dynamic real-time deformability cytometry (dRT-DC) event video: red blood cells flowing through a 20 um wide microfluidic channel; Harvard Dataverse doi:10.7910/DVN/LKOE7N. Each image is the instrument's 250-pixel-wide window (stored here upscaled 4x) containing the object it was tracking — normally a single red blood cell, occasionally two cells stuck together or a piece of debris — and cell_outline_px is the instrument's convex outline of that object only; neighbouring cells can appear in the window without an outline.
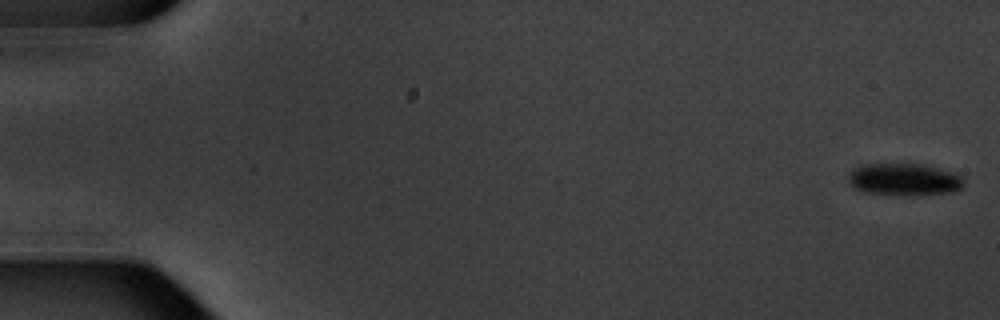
{"species": "common noctule bat (a hibernating species)", "species_latin": "Nyctalus noctula", "temperature_condition": "warm", "stored_images_in_passage": 5, "camera_frame_rate_fps": 3000, "um_per_image_px": 0.085, "animal": {"sex": "male", "body_mass_g": 20.1, "forearm_length_mm": 53.5}, "frame": {"image": 1, "passage_image": 1, "time_ms": 0.0, "image_size_px": [1000, 320], "cell_outline_px": [[964, 180], [960, 188], [952, 192], [908, 196], [864, 192], [848, 184], [848, 176], [852, 168], [864, 164], [924, 164], [952, 172], [960, 176]], "centroid_in_image_um": [76.81, 15.26], "position_along_channel_um": 8.2, "area_um2": 21.73}}
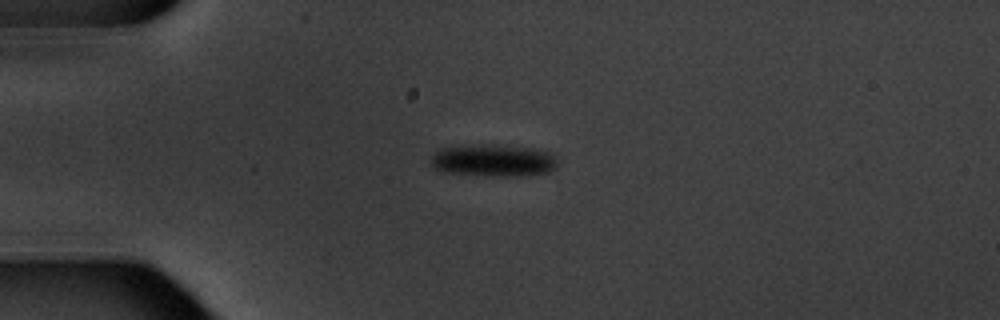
{"frame": {"image": 2, "passage_image": 4, "time_ms": 4.667, "image_size_px": [1000, 320], "cell_outline_px": [[556, 168], [552, 172], [504, 176], [500, 176], [440, 172], [432, 168], [432, 156], [440, 148], [460, 144], [492, 144], [532, 148], [552, 152], [556, 156]], "centroid_in_image_um": [41.91, 13.61], "position_along_channel_um": 43.1, "area_um2": 24.1}}